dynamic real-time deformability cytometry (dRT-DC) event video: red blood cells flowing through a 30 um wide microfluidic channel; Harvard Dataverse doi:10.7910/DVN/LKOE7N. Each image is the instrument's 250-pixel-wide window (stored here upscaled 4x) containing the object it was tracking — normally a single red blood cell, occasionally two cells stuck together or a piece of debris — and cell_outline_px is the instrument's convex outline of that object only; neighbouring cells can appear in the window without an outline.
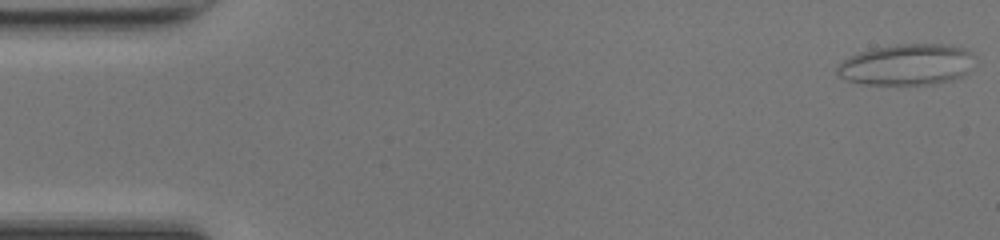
{"species": "common noctule bat (a hibernating species)", "species_latin": "Nyctalus noctula", "temperature_condition": "room temperature", "stored_images_in_passage": 49, "camera_frame_rate_fps": 3000, "um_per_image_px": 0.085, "animal": {"sex": "female", "body_mass_g": 17.0, "forearm_length_mm": 48.0}, "frame": {"image": 1, "passage_image": 1, "time_ms": 0.0, "image_size_px": [1000, 240], "cell_outline_px": [[976, 56], [968, 72], [964, 76], [952, 80], [932, 84], [864, 84], [848, 80], [840, 76], [836, 72], [836, 68], [844, 60], [860, 52], [872, 48], [896, 44], [944, 44], [964, 48], [972, 52]], "centroid_in_image_um": [77.13, 5.48], "position_along_channel_um": 7.9, "area_um2": 33.0}}
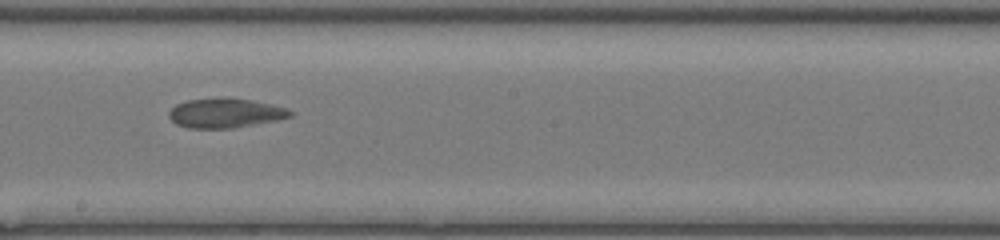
{"frame": {"image": 2, "passage_image": 27, "time_ms": 8.667, "image_size_px": [1000, 240], "cell_outline_px": [[292, 116], [276, 120], [232, 128], [188, 128], [176, 124], [168, 116], [168, 112], [176, 104], [188, 100], [252, 100], [288, 108], [292, 112]], "centroid_in_image_um": [19.14, 9.65], "position_along_channel_um": 229.1, "area_um2": 20.06}}
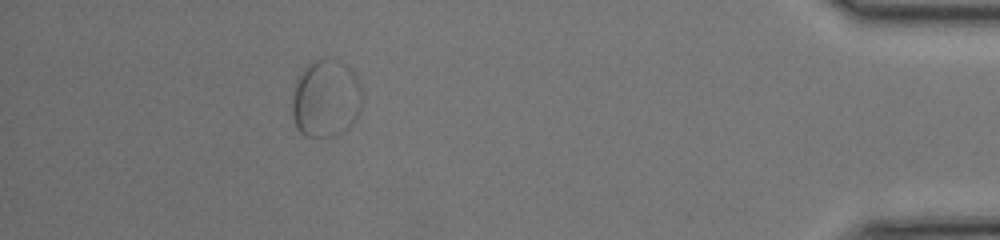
{"frame": {"image": 3, "passage_image": 44, "time_ms": 14.333, "image_size_px": [1000, 240], "cell_outline_px": [[364, 96], [360, 108], [356, 116], [348, 128], [344, 132], [328, 136], [304, 136], [296, 128], [292, 116], [292, 96], [296, 84], [304, 68], [308, 64], [316, 60], [340, 60], [352, 68], [360, 84]], "centroid_in_image_um": [27.72, 8.38], "position_along_channel_um": 407.5, "area_um2": 31.79}}